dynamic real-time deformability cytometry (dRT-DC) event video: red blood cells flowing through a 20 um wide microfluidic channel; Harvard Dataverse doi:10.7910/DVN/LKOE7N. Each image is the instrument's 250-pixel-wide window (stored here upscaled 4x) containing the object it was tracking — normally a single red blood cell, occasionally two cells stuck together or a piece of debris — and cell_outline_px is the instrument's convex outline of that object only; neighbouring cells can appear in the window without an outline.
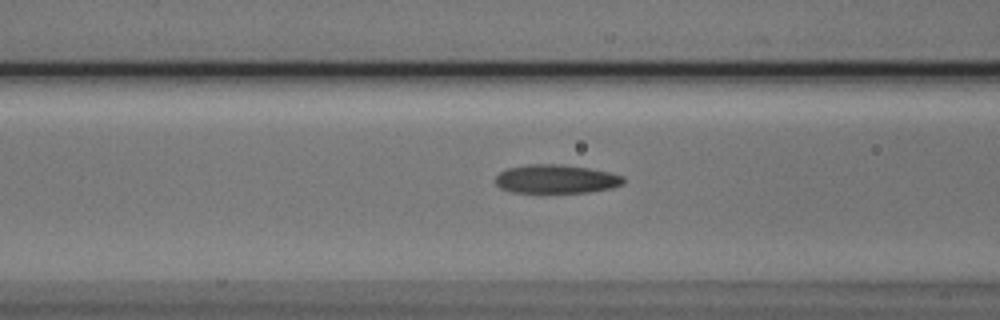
{"species": "Egyptian fruit bat (a non-hibernating species)", "species_latin": "Rousettus aegyptiacus", "temperature_condition": "cold", "stored_images_in_passage": 39, "camera_frame_rate_fps": 3000, "um_per_image_px": 0.085, "animal": {"sex": "male"}, "frame": {"image": 1, "passage_image": 18, "time_ms": 5.667, "image_size_px": [1000, 320], "cell_outline_px": [[624, 184], [612, 188], [588, 192], [540, 196], [512, 192], [500, 188], [496, 184], [496, 176], [500, 172], [508, 168], [528, 164], [560, 164], [588, 168], [608, 172], [624, 176]], "centroid_in_image_um": [47.24, 15.27], "position_along_channel_um": 119.4, "area_um2": 22.43}}
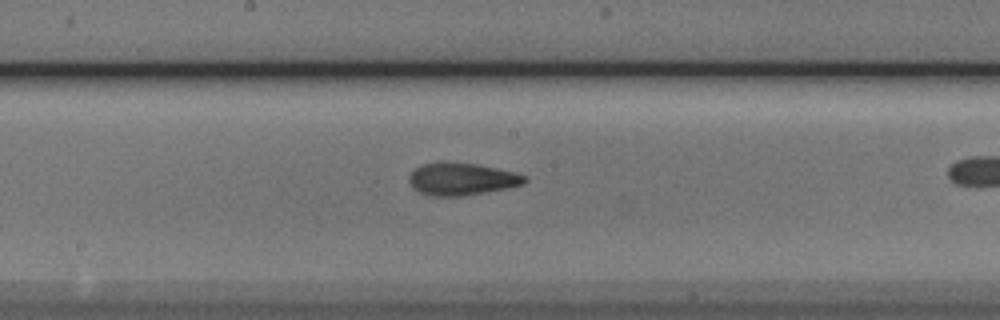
{"frame": {"image": 2, "passage_image": 25, "time_ms": 8.0, "image_size_px": [1000, 320], "cell_outline_px": [[528, 180], [524, 184], [508, 188], [460, 196], [432, 196], [420, 192], [412, 188], [408, 180], [408, 176], [416, 168], [424, 164], [476, 164], [512, 172], [528, 176]], "centroid_in_image_um": [39.26, 15.25], "position_along_channel_um": 208.9, "area_um2": 21.15}}
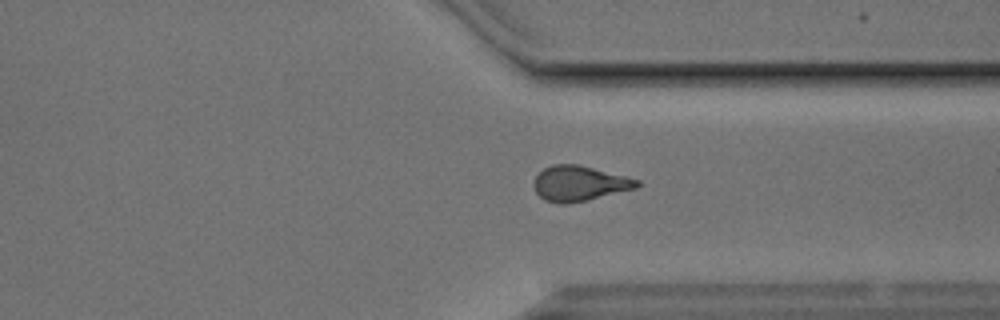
{"frame": {"image": 3, "passage_image": 37, "time_ms": 12.0, "image_size_px": [1000, 320], "cell_outline_px": [[640, 184], [636, 188], [584, 200], [560, 204], [544, 200], [536, 192], [532, 184], [536, 176], [544, 168], [552, 164], [580, 164], [628, 176], [640, 180]], "centroid_in_image_um": [49.24, 15.56], "position_along_channel_um": 362.2, "area_um2": 21.1}}